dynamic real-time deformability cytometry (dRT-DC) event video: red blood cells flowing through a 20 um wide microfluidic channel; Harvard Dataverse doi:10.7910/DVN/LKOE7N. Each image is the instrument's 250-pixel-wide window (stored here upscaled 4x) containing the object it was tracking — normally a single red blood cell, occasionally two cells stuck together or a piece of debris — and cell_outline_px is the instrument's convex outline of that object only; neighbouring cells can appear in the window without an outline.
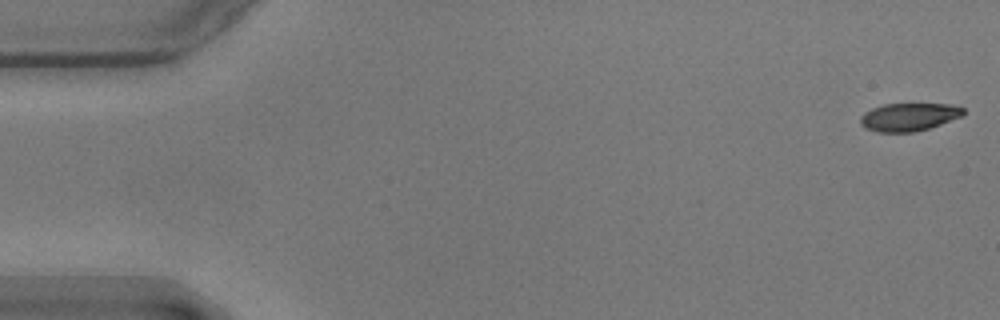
{"species": "common noctule bat (a hibernating species)", "species_latin": "Nyctalus noctula", "temperature_condition": "warm", "stored_images_in_passage": 56, "camera_frame_rate_fps": 3000, "um_per_image_px": 0.085, "animal": {"sex": "male", "body_mass_g": 17.9}, "frame": {"image": 1, "passage_image": 1, "time_ms": 0.0, "image_size_px": [1000, 320], "cell_outline_px": [[964, 116], [928, 128], [912, 132], [876, 132], [864, 128], [860, 124], [860, 116], [864, 112], [872, 108], [884, 104], [952, 104], [964, 108]], "centroid_in_image_um": [77.24, 9.94], "position_along_channel_um": 7.8, "area_um2": 16.88}}
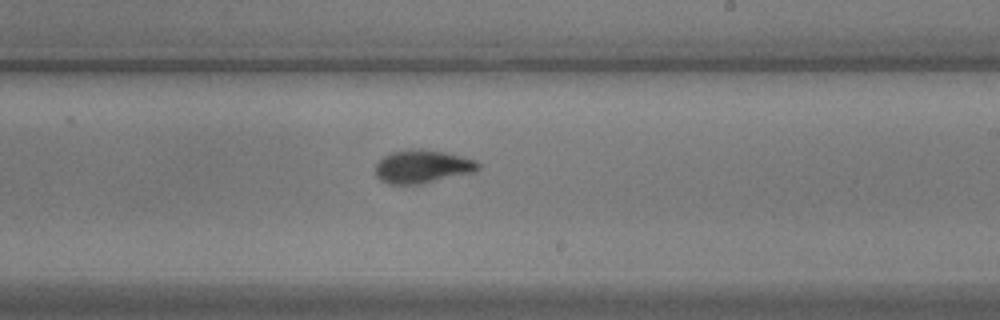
{"frame": {"image": 2, "passage_image": 33, "time_ms": 10.667, "image_size_px": [1000, 320], "cell_outline_px": [[480, 168], [476, 172], [416, 184], [388, 184], [380, 180], [376, 176], [376, 164], [384, 156], [392, 152], [408, 148], [424, 148], [444, 152], [476, 160], [480, 164]], "centroid_in_image_um": [35.9, 14.14], "position_along_channel_um": 253.1, "area_um2": 19.94}}
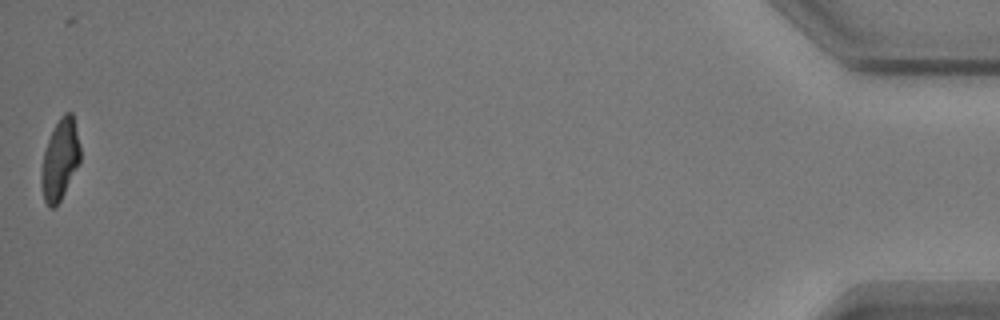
{"frame": {"image": 3, "passage_image": 56, "time_ms": 18.333, "image_size_px": [1000, 320], "cell_outline_px": [[80, 160], [60, 200], [52, 208], [48, 208], [44, 200], [40, 184], [40, 176], [44, 152], [48, 140], [60, 116], [64, 112], [72, 112], [80, 144]], "centroid_in_image_um": [5.08, 13.56], "position_along_channel_um": 430.1, "area_um2": 18.03}, "authors_computed_cell_mechanics": {"area_um2": 19.2474, "velocity_mm_per_s": 3.5672, "shape_relaxation_time_tau1_ms": 3.4117, "shape_relaxation_time_tau2_ms": 1.8179, "deformation_change_tau1": 0.1512, "deformation_change_tau2": 0.0693}}